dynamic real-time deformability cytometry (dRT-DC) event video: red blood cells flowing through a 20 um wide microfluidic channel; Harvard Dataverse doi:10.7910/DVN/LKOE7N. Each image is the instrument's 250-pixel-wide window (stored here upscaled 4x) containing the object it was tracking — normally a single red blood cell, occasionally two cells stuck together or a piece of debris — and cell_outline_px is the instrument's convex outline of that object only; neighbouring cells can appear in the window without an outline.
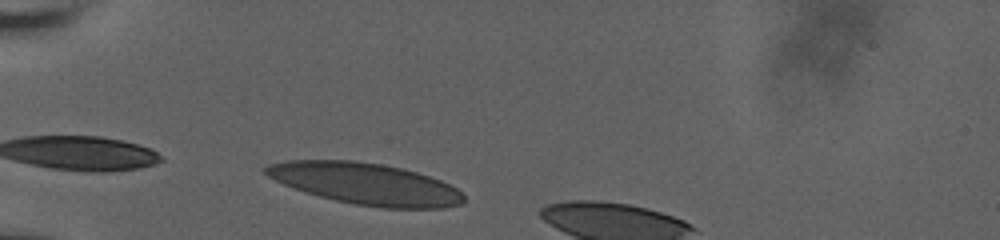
{"species": "human", "species_latin": "Homo sapiens", "temperature_condition": "room temperature", "stored_images_in_passage": 9, "camera_frame_rate_fps": 3000, "um_per_image_px": 0.085, "donor": {"sex": "male"}, "frame": {"image": 1, "passage_image": 3, "time_ms": 0.667, "image_size_px": [1000, 240], "cell_outline_px": [[464, 200], [460, 204], [444, 208], [380, 208], [356, 204], [336, 200], [320, 196], [292, 188], [268, 176], [264, 172], [264, 168], [268, 164], [288, 160], [352, 160], [380, 164], [400, 168], [416, 172], [440, 180], [456, 188], [464, 196]], "centroid_in_image_um": [31.05, 15.62], "position_along_channel_um": 53.9, "area_um2": 47.57}}
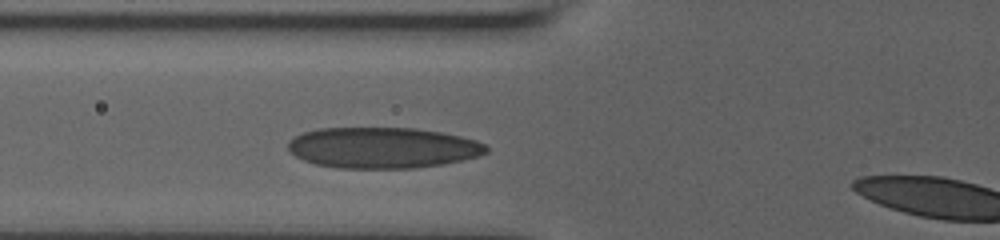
{"frame": {"image": 2, "passage_image": 8, "time_ms": 2.333, "image_size_px": [1000, 240], "cell_outline_px": [[488, 152], [476, 156], [444, 164], [416, 168], [340, 168], [316, 164], [304, 160], [288, 152], [288, 140], [304, 132], [316, 128], [416, 128], [440, 132], [460, 136], [476, 140], [484, 144], [488, 148]], "centroid_in_image_um": [32.5, 12.55], "position_along_channel_um": 93.3, "area_um2": 47.28}}